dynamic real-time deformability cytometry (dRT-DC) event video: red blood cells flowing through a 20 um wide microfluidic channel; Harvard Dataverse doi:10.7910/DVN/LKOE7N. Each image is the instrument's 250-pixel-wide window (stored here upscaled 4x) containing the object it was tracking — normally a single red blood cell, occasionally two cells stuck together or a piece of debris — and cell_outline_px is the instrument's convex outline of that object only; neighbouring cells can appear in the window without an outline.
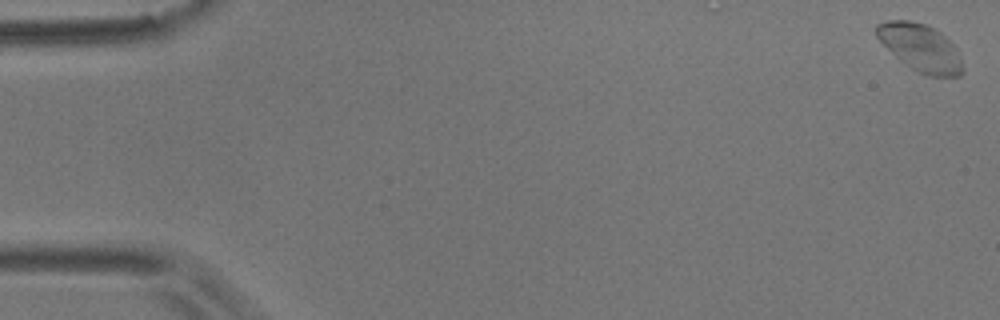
{"species": "common noctule bat (a hibernating species)", "species_latin": "Nyctalus noctula", "temperature_condition": "room temperature", "stored_images_in_passage": 8, "camera_frame_rate_fps": 3000, "um_per_image_px": 0.085, "animal": {"sex": "male", "body_mass_g": 17.9}, "frame": {"image": 1, "passage_image": 1, "time_ms": 0.0, "image_size_px": [1000, 320], "cell_outline_px": [[964, 72], [960, 76], [924, 76], [916, 72], [900, 60], [876, 36], [876, 24], [888, 20], [908, 20], [928, 24], [936, 28], [956, 48], [964, 64]], "centroid_in_image_um": [78.28, 4.06], "position_along_channel_um": 6.7, "area_um2": 23.93}}
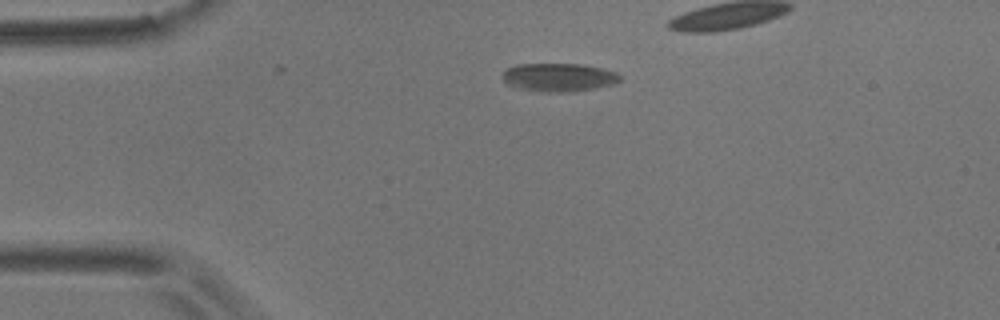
{"frame": {"image": 2, "passage_image": 8, "time_ms": 2.333, "image_size_px": [1000, 320], "cell_outline_px": [[620, 80], [616, 84], [576, 92], [540, 92], [520, 88], [508, 84], [500, 76], [500, 72], [516, 64], [580, 64], [600, 68], [616, 72], [620, 76]], "centroid_in_image_um": [47.48, 6.58], "position_along_channel_um": 37.5, "area_um2": 19.59}}